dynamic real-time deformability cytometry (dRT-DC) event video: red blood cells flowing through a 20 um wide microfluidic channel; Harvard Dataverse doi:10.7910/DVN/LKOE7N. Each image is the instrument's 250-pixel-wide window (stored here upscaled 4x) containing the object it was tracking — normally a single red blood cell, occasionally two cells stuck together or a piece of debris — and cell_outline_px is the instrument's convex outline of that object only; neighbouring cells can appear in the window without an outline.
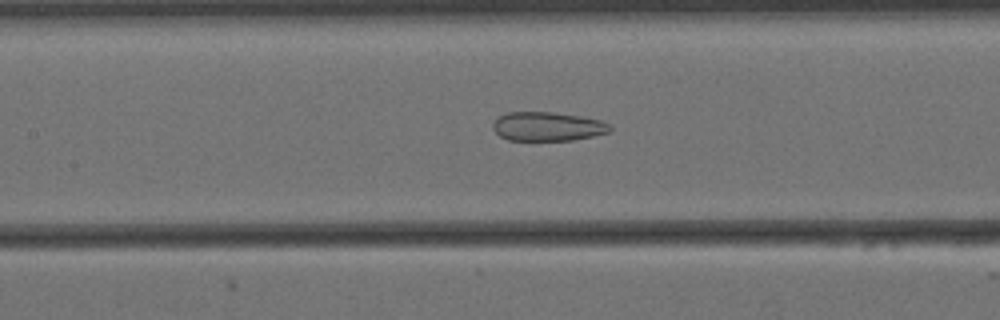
{"species": "Egyptian fruit bat (a non-hibernating species)", "species_latin": "Rousettus aegyptiacus", "temperature_condition": "cold", "stored_images_in_passage": 57, "camera_frame_rate_fps": 3000, "um_per_image_px": 0.085, "animal": {"sex": "female"}, "frame": {"image": 1, "passage_image": 25, "time_ms": 8.0, "image_size_px": [1000, 320], "cell_outline_px": [[612, 128], [608, 132], [592, 136], [572, 140], [508, 140], [500, 136], [492, 128], [492, 124], [500, 116], [508, 112], [552, 112], [580, 116], [600, 120], [608, 124]], "centroid_in_image_um": [46.52, 10.75], "position_along_channel_um": 160.9, "area_um2": 19.59}}
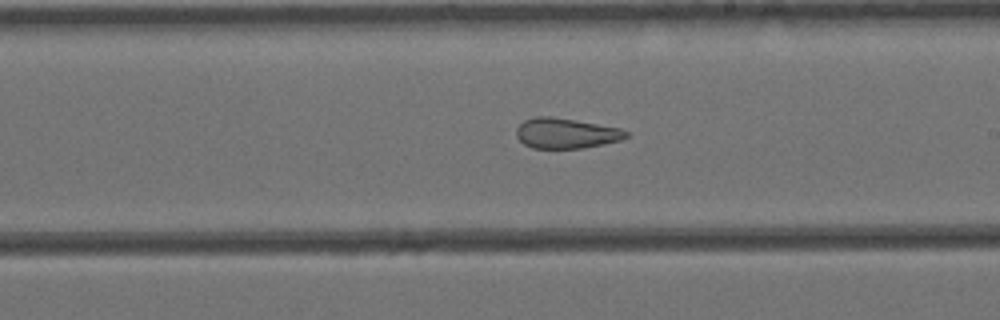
{"frame": {"image": 2, "passage_image": 32, "time_ms": 10.333, "image_size_px": [1000, 320], "cell_outline_px": [[628, 136], [620, 140], [580, 148], [532, 148], [524, 144], [516, 136], [516, 128], [524, 120], [536, 116], [552, 116], [576, 120], [620, 128], [628, 132]], "centroid_in_image_um": [48.07, 11.31], "position_along_channel_um": 240.9, "area_um2": 19.25}}
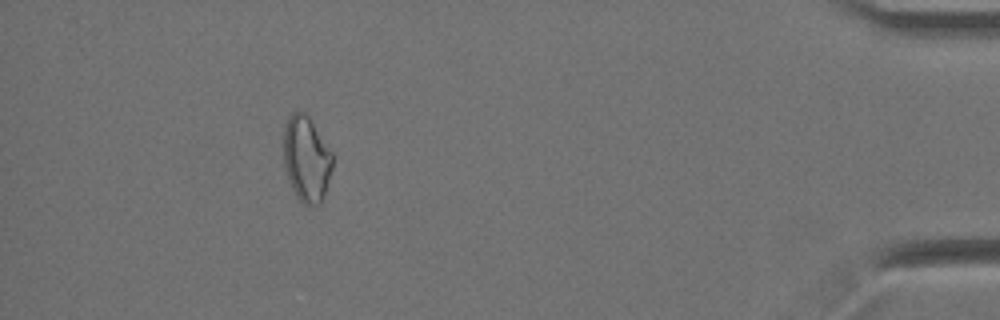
{"frame": {"image": 3, "passage_image": 52, "time_ms": 17.0, "image_size_px": [1000, 320], "cell_outline_px": [[332, 168], [320, 204], [308, 208], [296, 196], [292, 188], [284, 164], [284, 124], [288, 116], [292, 112], [304, 112], [308, 116], [332, 152]], "centroid_in_image_um": [26.03, 13.51], "position_along_channel_um": 409.2, "area_um2": 24.22}, "authors_computed_cell_mechanics": {"area_um2": 23.9292, "velocity_mm_per_s": 3.448, "shape_relaxation_time_tau1_ms": null, "shape_relaxation_time_tau2_ms": 3.9015, "deformation_change_tau1": null, "deformation_change_tau2": 0.1237}}